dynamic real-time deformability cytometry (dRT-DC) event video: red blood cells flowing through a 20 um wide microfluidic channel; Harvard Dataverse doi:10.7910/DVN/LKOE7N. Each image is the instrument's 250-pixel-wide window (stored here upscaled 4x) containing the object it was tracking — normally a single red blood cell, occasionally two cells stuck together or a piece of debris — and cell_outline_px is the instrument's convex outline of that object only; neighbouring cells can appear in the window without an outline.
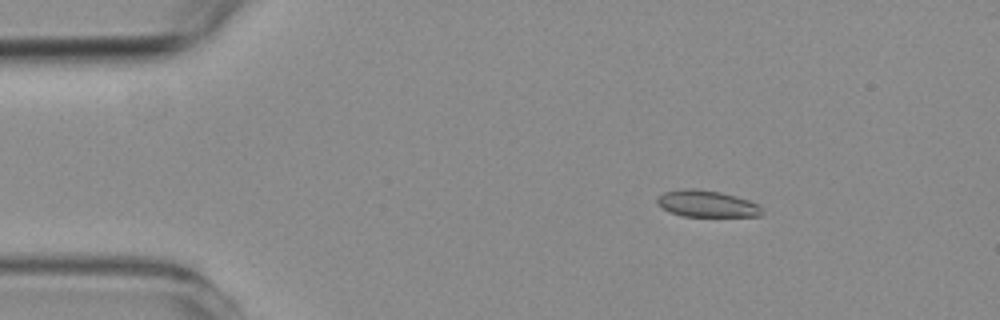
{"species": "common noctule bat (a hibernating species)", "species_latin": "Nyctalus noctula", "temperature_condition": "room temperature", "stored_images_in_passage": 17, "camera_frame_rate_fps": 3000, "um_per_image_px": 0.085, "animal": {"sex": "female", "body_mass_g": 19.3, "forearm_length_mm": 54.1}, "frame": {"image": 1, "passage_image": 5, "time_ms": 1.333, "image_size_px": [1000, 320], "cell_outline_px": [[760, 216], [680, 216], [668, 212], [656, 204], [656, 200], [664, 192], [684, 188], [696, 188], [720, 192], [736, 196], [760, 204]], "centroid_in_image_um": [60.02, 17.31], "position_along_channel_um": 25.0, "area_um2": 16.3}}
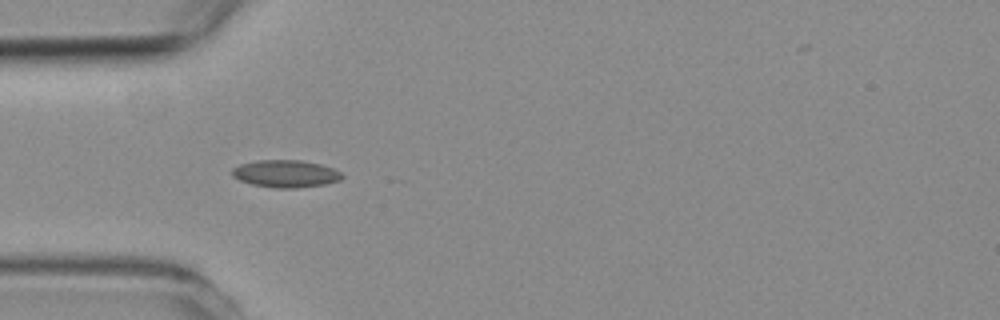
{"frame": {"image": 2, "passage_image": 13, "time_ms": 4.0, "image_size_px": [1000, 320], "cell_outline_px": [[344, 176], [340, 180], [324, 184], [296, 188], [276, 188], [252, 184], [240, 180], [232, 176], [232, 168], [240, 164], [256, 160], [300, 160], [320, 164], [332, 168], [340, 172]], "centroid_in_image_um": [24.26, 14.76], "position_along_channel_um": 60.7, "area_um2": 17.46}}
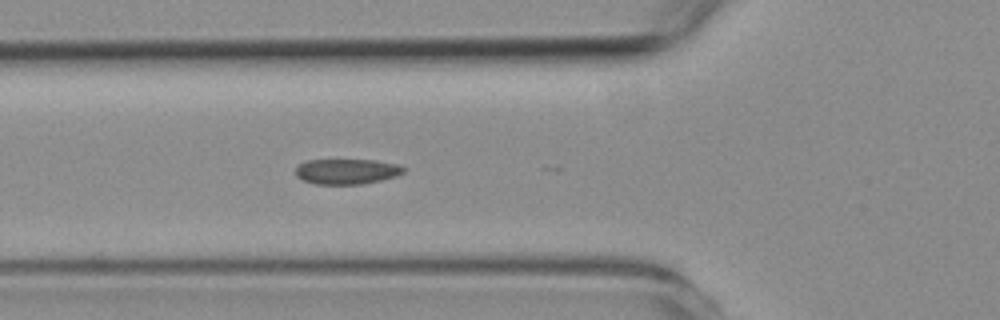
{"frame": {"image": 3, "passage_image": 16, "time_ms": 5.0, "image_size_px": [1000, 320], "cell_outline_px": [[404, 172], [396, 176], [380, 180], [360, 184], [316, 184], [304, 180], [296, 176], [296, 168], [300, 164], [308, 160], [376, 160], [400, 164], [404, 168]], "centroid_in_image_um": [29.5, 14.57], "position_along_channel_um": 96.3, "area_um2": 15.84}}